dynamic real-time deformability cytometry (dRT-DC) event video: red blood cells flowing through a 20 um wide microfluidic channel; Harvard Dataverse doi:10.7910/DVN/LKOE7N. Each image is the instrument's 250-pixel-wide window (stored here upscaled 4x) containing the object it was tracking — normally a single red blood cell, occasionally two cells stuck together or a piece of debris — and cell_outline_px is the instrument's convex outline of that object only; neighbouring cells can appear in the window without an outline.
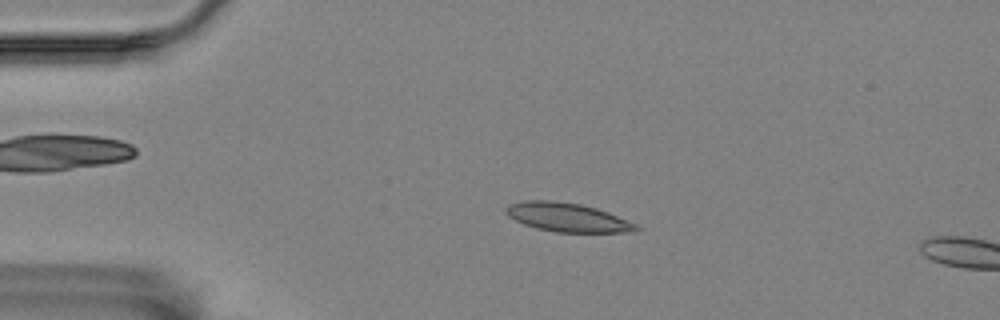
{"species": "Egyptian fruit bat (a non-hibernating species)", "species_latin": "Rousettus aegyptiacus", "temperature_condition": "room temperature", "stored_images_in_passage": 4, "camera_frame_rate_fps": 3000, "um_per_image_px": 0.085, "animal": {"sex": "female"}, "frame": {"image": 1, "passage_image": 3, "time_ms": 0.667, "image_size_px": [1000, 320], "cell_outline_px": [[640, 228], [636, 232], [556, 232], [536, 228], [524, 224], [508, 216], [504, 212], [504, 208], [508, 204], [524, 200], [556, 200], [580, 204], [596, 208], [608, 212], [636, 224]], "centroid_in_image_um": [48.19, 18.46], "position_along_channel_um": 36.8, "area_um2": 21.96}}
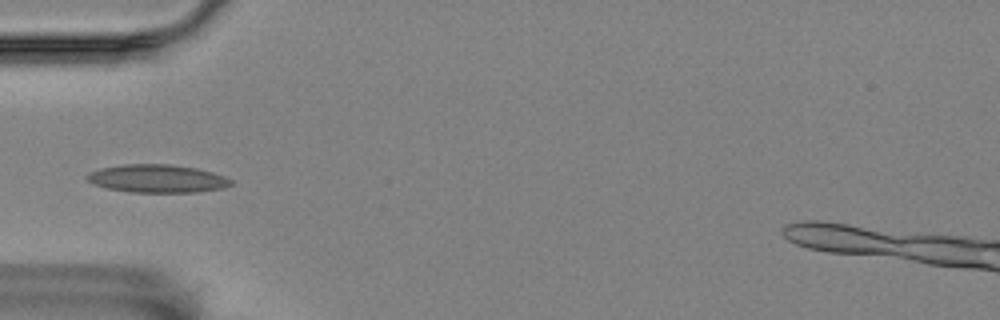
{"frame": {"image": 2, "passage_image": 4, "time_ms": 1.0, "image_size_px": [1000, 320], "cell_outline_px": [[232, 184], [224, 188], [196, 192], [132, 192], [108, 188], [92, 184], [84, 176], [88, 172], [100, 168], [124, 164], [168, 164], [196, 168], [212, 172], [224, 176], [232, 180]], "centroid_in_image_um": [13.34, 15.17], "position_along_channel_um": 71.7, "area_um2": 23.52}}